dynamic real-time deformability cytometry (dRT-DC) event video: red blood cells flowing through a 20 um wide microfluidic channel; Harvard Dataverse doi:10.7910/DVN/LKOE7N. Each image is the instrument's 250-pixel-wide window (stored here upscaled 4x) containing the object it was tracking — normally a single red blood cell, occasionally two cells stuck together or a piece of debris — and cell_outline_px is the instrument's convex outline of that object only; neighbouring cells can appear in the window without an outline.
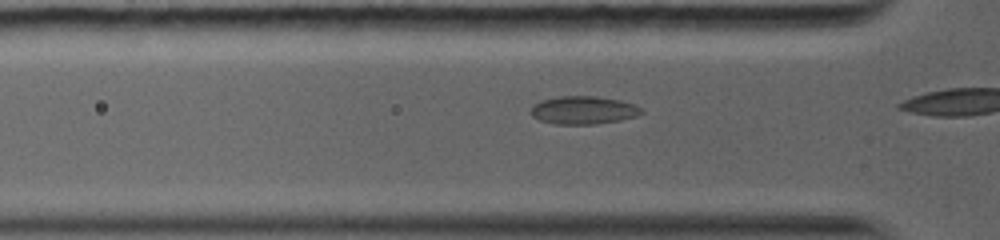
{"species": "common noctule bat (a hibernating species)", "species_latin": "Nyctalus noctula", "temperature_condition": "warm", "stored_images_in_passage": 7, "camera_frame_rate_fps": 5000, "um_per_image_px": 0.085, "animal": {"sex": "female", "body_mass_g": 19.0, "forearm_length_mm": 56.7}, "frame": {"image": 1, "passage_image": 5, "time_ms": 1.2, "image_size_px": [1000, 240], "cell_outline_px": [[644, 112], [636, 116], [620, 120], [596, 124], [552, 124], [540, 120], [532, 116], [528, 112], [532, 104], [540, 100], [560, 96], [596, 96], [620, 100], [636, 104], [644, 108]], "centroid_in_image_um": [49.58, 9.36], "position_along_channel_um": 76.2, "area_um2": 18.44}}